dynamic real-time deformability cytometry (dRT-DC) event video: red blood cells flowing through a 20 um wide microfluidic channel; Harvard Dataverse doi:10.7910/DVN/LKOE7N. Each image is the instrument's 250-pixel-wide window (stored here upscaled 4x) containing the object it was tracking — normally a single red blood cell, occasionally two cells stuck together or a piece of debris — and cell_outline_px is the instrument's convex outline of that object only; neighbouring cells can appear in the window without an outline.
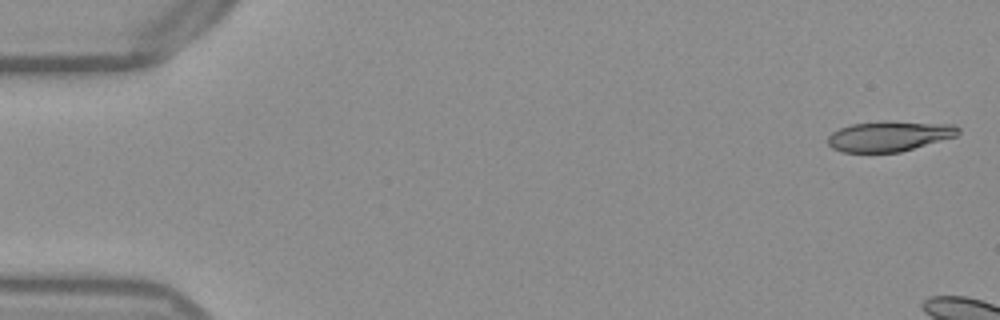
{"species": "Egyptian fruit bat (a non-hibernating species)", "species_latin": "Rousettus aegyptiacus", "temperature_condition": "warm", "stored_images_in_passage": 7, "camera_frame_rate_fps": 3000, "um_per_image_px": 0.085, "frame": {"image": 1, "passage_image": 1, "time_ms": 0.0, "image_size_px": [1000, 320], "cell_outline_px": [[960, 132], [956, 136], [900, 152], [840, 152], [832, 148], [828, 144], [828, 136], [832, 132], [840, 128], [852, 124], [884, 120], [888, 120], [956, 124], [960, 128]], "centroid_in_image_um": [75.6, 11.55], "position_along_channel_um": 9.4, "area_um2": 23.35}}